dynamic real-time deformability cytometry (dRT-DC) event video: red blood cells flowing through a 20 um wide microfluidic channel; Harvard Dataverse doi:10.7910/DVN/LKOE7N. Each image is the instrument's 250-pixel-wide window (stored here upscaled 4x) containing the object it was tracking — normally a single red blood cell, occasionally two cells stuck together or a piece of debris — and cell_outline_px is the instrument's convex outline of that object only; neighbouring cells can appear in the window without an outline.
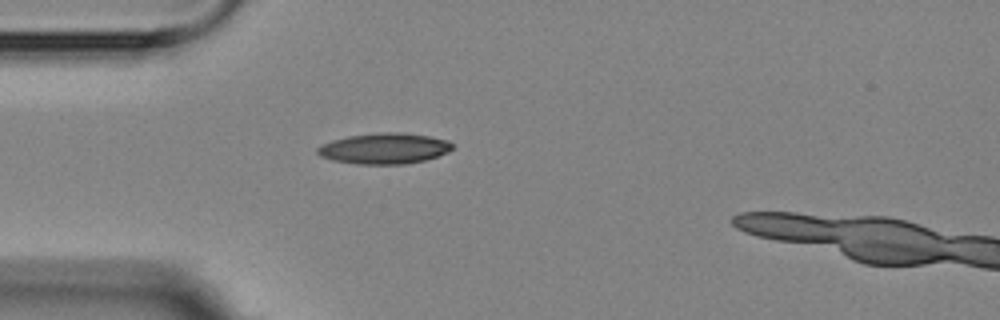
{"species": "Egyptian fruit bat (a non-hibernating species)", "species_latin": "Rousettus aegyptiacus", "temperature_condition": "room temperature", "stored_images_in_passage": 2, "camera_frame_rate_fps": 3000, "um_per_image_px": 0.085, "animal": {"sex": "female"}, "frame": {"image": 1, "passage_image": 1, "time_ms": 0.0, "image_size_px": [1000, 320], "cell_outline_px": [[452, 148], [448, 152], [424, 160], [404, 164], [356, 164], [332, 160], [320, 156], [316, 152], [316, 148], [332, 140], [348, 136], [380, 132], [400, 132], [428, 136], [448, 140], [452, 144]], "centroid_in_image_um": [32.64, 12.62], "position_along_channel_um": 52.4, "area_um2": 24.1}}